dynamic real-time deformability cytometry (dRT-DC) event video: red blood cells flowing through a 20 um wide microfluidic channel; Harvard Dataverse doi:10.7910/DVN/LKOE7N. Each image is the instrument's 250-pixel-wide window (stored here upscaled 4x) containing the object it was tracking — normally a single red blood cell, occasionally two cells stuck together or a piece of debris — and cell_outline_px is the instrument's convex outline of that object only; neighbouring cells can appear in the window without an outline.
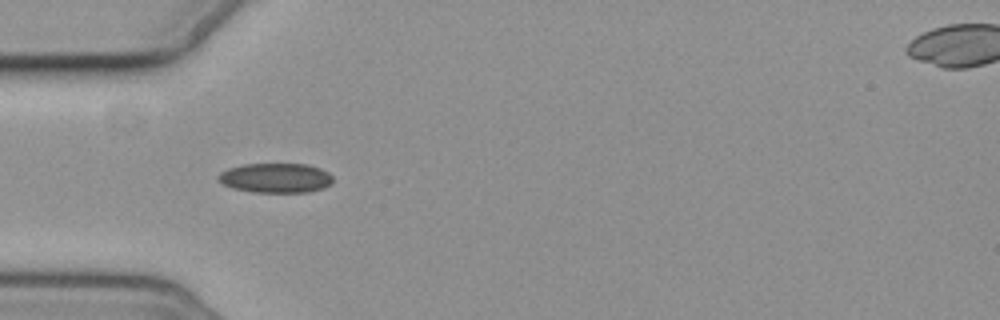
{"species": "common noctule bat (a hibernating species)", "species_latin": "Nyctalus noctula", "temperature_condition": "cold", "stored_images_in_passage": 4, "camera_frame_rate_fps": 3000, "um_per_image_px": 0.085, "animal": {"sex": "female", "body_mass_g": 19.3, "forearm_length_mm": 54.1}, "frame": {"image": 1, "passage_image": 3, "time_ms": 2.333, "image_size_px": [1000, 320], "cell_outline_px": [[332, 184], [324, 188], [308, 192], [252, 192], [232, 188], [224, 184], [216, 176], [220, 172], [228, 168], [244, 164], [308, 164], [320, 168], [328, 172], [332, 176]], "centroid_in_image_um": [23.45, 15.12], "position_along_channel_um": 61.6, "area_um2": 19.88}}
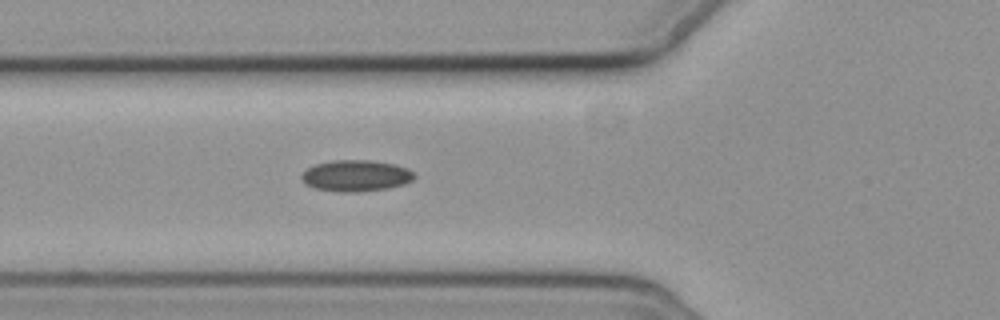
{"frame": {"image": 2, "passage_image": 4, "time_ms": 3.333, "image_size_px": [1000, 320], "cell_outline_px": [[416, 176], [412, 180], [404, 184], [388, 188], [360, 192], [340, 192], [316, 188], [304, 184], [300, 176], [308, 168], [316, 164], [332, 160], [368, 160], [396, 164], [408, 168]], "centroid_in_image_um": [30.26, 14.94], "position_along_channel_um": 95.5, "area_um2": 20.63}}